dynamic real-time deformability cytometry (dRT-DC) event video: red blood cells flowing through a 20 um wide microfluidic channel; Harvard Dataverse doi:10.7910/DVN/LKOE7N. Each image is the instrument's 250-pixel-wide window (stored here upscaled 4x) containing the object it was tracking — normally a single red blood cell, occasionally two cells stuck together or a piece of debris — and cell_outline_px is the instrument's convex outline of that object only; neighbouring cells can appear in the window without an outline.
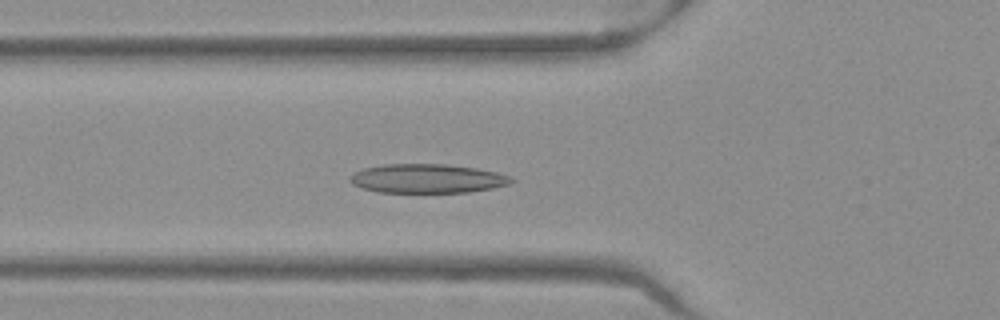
{"species": "Egyptian fruit bat (a non-hibernating species)", "species_latin": "Rousettus aegyptiacus", "temperature_condition": "warm", "stored_images_in_passage": 51, "camera_frame_rate_fps": 3000, "um_per_image_px": 0.085, "frame": {"image": 1, "passage_image": 17, "time_ms": 5.333, "image_size_px": [1000, 320], "cell_outline_px": [[516, 180], [508, 184], [492, 188], [468, 192], [380, 192], [360, 188], [352, 184], [348, 180], [348, 176], [364, 168], [384, 164], [448, 164], [476, 168], [496, 172], [508, 176]], "centroid_in_image_um": [36.28, 15.17], "position_along_channel_um": 89.5, "area_um2": 27.28}}
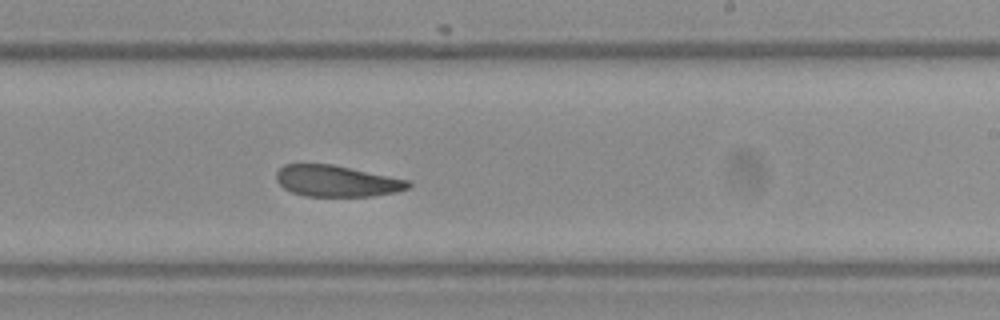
{"frame": {"image": 2, "passage_image": 30, "time_ms": 9.667, "image_size_px": [1000, 320], "cell_outline_px": [[412, 184], [408, 188], [396, 192], [372, 196], [304, 196], [292, 192], [284, 188], [276, 180], [276, 172], [284, 164], [332, 164], [412, 180]], "centroid_in_image_um": [28.65, 15.38], "position_along_channel_um": 260.4, "area_um2": 24.22}}
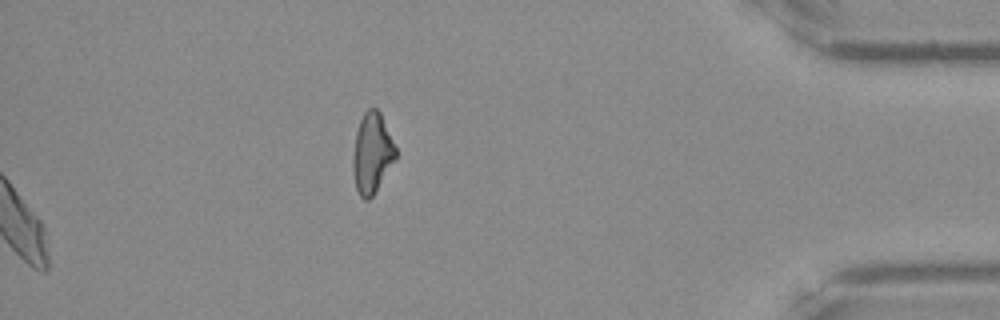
{"frame": {"image": 3, "passage_image": 51, "time_ms": 16.667, "image_size_px": [1000, 320], "cell_outline_px": [[396, 160], [372, 196], [368, 200], [364, 200], [360, 196], [356, 188], [352, 168], [352, 160], [356, 132], [360, 120], [364, 112], [368, 108], [376, 108], [380, 112], [396, 148]], "centroid_in_image_um": [31.62, 13.02], "position_along_channel_um": 403.6, "area_um2": 19.94}}